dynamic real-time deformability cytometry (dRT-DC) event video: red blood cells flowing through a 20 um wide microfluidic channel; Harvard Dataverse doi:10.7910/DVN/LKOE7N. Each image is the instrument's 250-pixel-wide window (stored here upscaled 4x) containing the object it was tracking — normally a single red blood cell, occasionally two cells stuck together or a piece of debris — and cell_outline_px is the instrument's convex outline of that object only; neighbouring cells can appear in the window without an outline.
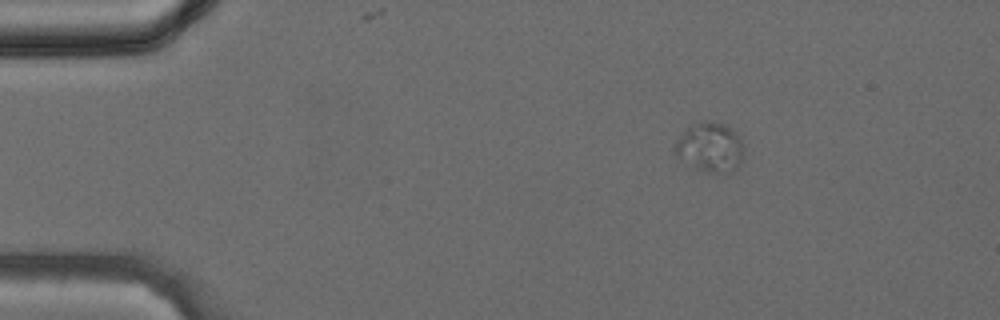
{"species": "common noctule bat (a hibernating species)", "species_latin": "Nyctalus noctula", "temperature_condition": "cold", "stored_images_in_passage": 12, "camera_frame_rate_fps": 3000, "um_per_image_px": 0.085, "animal": {"sex": "female", "body_mass_g": 24.6, "forearm_length_mm": 56.2}, "frame": {"image": 1, "passage_image": 3, "time_ms": 0.667, "image_size_px": [1000, 320], "cell_outline_px": [[744, 152], [740, 164], [732, 172], [712, 172], [688, 168], [672, 152], [680, 136], [692, 124], [704, 120], [724, 124], [732, 128], [740, 136], [744, 144]], "centroid_in_image_um": [60.36, 12.54], "position_along_channel_um": 24.6, "area_um2": 20.35}}
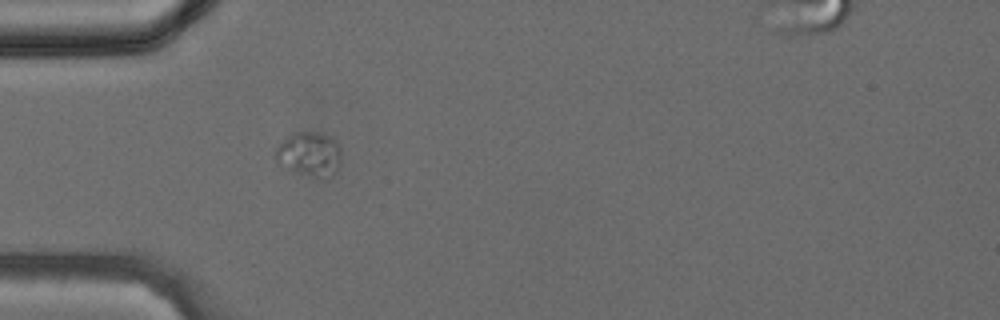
{"frame": {"image": 2, "passage_image": 9, "time_ms": 2.667, "image_size_px": [1000, 320], "cell_outline_px": [[340, 164], [336, 172], [332, 176], [324, 180], [292, 172], [276, 164], [276, 148], [292, 132], [320, 132], [332, 136], [340, 148]], "centroid_in_image_um": [26.31, 13.14], "position_along_channel_um": 58.7, "area_um2": 17.57}}
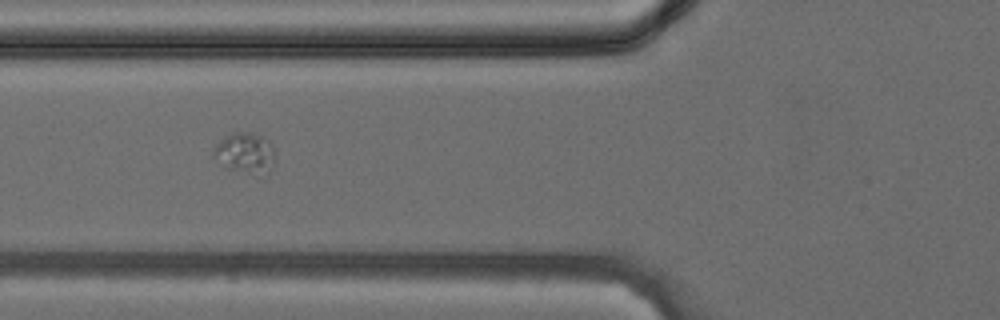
{"frame": {"image": 3, "passage_image": 12, "time_ms": 3.667, "image_size_px": [1000, 320], "cell_outline_px": [[276, 160], [272, 164], [248, 172], [224, 168], [212, 156], [212, 152], [216, 144], [220, 140], [232, 132], [252, 132], [268, 140], [272, 144]], "centroid_in_image_um": [20.74, 12.91], "position_along_channel_um": 105.1, "area_um2": 13.87}}